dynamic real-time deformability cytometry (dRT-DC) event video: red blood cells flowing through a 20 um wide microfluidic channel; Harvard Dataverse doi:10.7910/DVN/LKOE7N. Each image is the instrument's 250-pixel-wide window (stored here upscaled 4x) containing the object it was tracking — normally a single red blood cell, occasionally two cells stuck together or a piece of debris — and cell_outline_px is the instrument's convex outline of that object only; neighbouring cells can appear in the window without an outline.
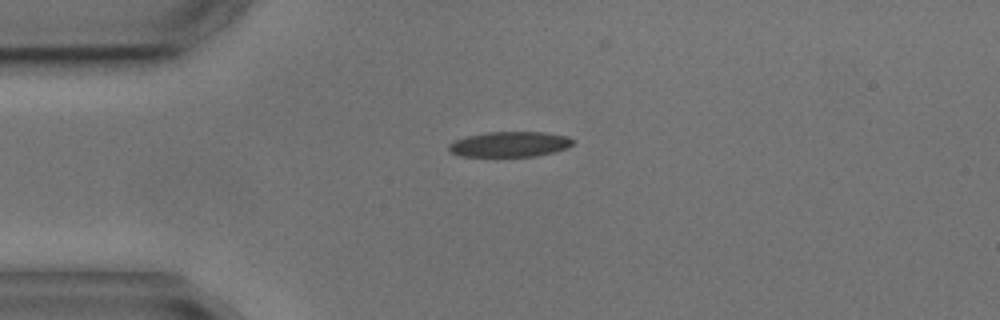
{"species": "common noctule bat (a hibernating species)", "species_latin": "Nyctalus noctula", "temperature_condition": "cold", "stored_images_in_passage": 7, "camera_frame_rate_fps": 3000, "um_per_image_px": 0.085, "animal": {"sex": "male", "body_mass_g": 17.9, "forearm_length_mm": 54.2}, "frame": {"image": 1, "passage_image": 3, "time_ms": 3.0, "image_size_px": [1000, 320], "cell_outline_px": [[572, 144], [568, 148], [536, 156], [460, 156], [448, 152], [448, 144], [456, 140], [468, 136], [488, 132], [544, 132], [568, 136], [572, 140]], "centroid_in_image_um": [43.3, 12.26], "position_along_channel_um": 41.7, "area_um2": 18.21}}